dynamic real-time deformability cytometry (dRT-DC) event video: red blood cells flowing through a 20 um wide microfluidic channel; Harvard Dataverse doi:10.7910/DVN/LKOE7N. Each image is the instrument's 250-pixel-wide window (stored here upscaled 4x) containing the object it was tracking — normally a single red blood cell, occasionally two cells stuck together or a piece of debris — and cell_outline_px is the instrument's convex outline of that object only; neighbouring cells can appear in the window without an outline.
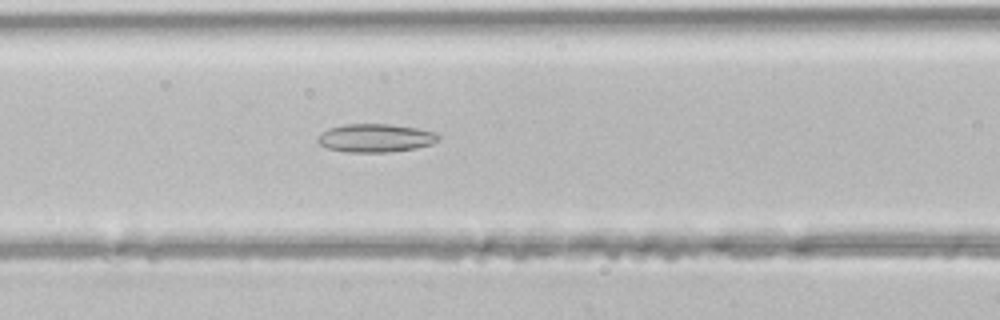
{"species": "common noctule bat (a hibernating species)", "species_latin": "Nyctalus noctula", "temperature_condition": "room temperature", "stored_images_in_passage": 41, "segment_of_instrument_passage": [1, 2], "camera_frame_rate_fps": 3000, "um_per_image_px": 0.085, "animal": {"sex": "male", "body_mass_g": 21.5, "forearm_length_mm": 52.0}, "frame": {"image": 1, "passage_image": 14, "time_ms": 4.333, "image_size_px": [1000, 320], "cell_outline_px": [[440, 136], [432, 144], [416, 148], [388, 152], [344, 152], [328, 148], [320, 144], [316, 140], [316, 136], [320, 132], [328, 128], [344, 124], [392, 124], [416, 128], [436, 132]], "centroid_in_image_um": [31.87, 11.72], "position_along_channel_um": 134.7, "area_um2": 20.06}}
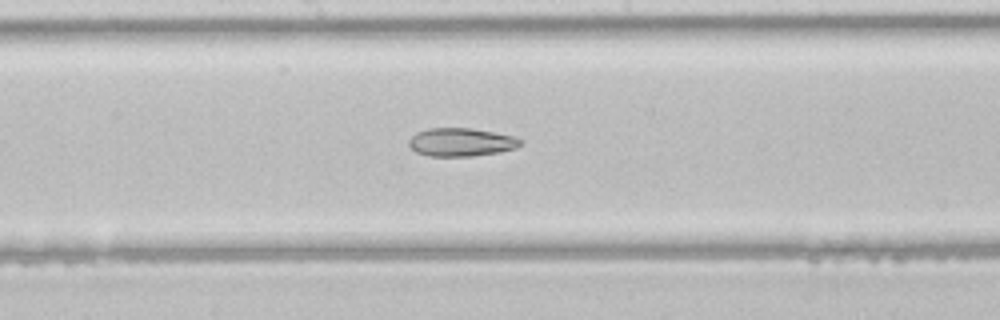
{"frame": {"image": 2, "passage_image": 19, "time_ms": 6.0, "image_size_px": [1000, 320], "cell_outline_px": [[520, 144], [516, 148], [500, 152], [472, 156], [428, 156], [416, 152], [408, 144], [408, 140], [416, 132], [428, 128], [472, 128], [516, 136], [520, 140]], "centroid_in_image_um": [39.18, 12.08], "position_along_channel_um": 209.0, "area_um2": 18.44}}
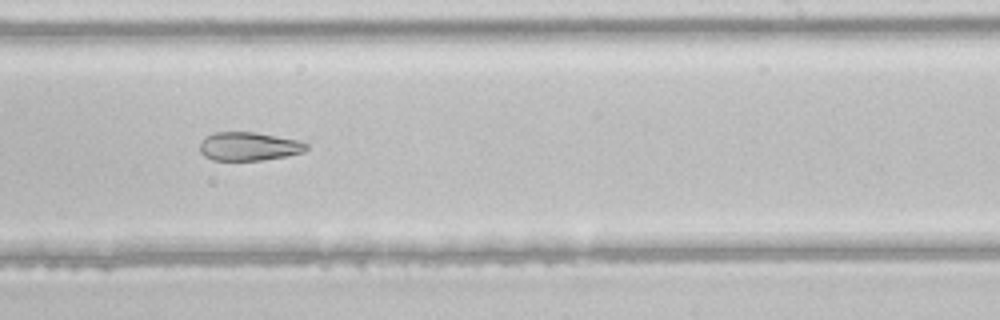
{"frame": {"image": 3, "passage_image": 23, "time_ms": 7.333, "image_size_px": [1000, 320], "cell_outline_px": [[308, 148], [304, 152], [288, 156], [264, 160], [212, 160], [204, 156], [200, 152], [200, 140], [204, 136], [216, 132], [256, 132], [296, 140], [308, 144]], "centroid_in_image_um": [21.13, 12.44], "position_along_channel_um": 267.9, "area_um2": 17.86}}